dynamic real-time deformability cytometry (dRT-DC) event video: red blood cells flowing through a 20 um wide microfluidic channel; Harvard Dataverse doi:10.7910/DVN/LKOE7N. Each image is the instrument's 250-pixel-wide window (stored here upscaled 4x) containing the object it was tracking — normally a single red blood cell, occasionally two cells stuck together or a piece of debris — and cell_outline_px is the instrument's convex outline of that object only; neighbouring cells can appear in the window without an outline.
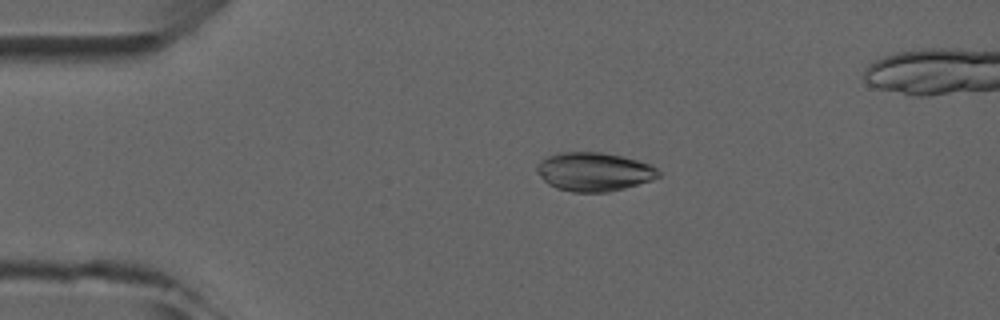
{"species": "common noctule bat (a hibernating species)", "species_latin": "Nyctalus noctula", "temperature_condition": "room temperature", "stored_images_in_passage": 4, "camera_frame_rate_fps": 3000, "um_per_image_px": 0.085, "animal": {"sex": "male", "forearm_length_mm": 52.5}, "frame": {"image": 1, "passage_image": 3, "time_ms": 2.333, "image_size_px": [1000, 320], "cell_outline_px": [[660, 176], [652, 180], [624, 188], [608, 192], [572, 192], [556, 188], [548, 184], [536, 172], [536, 164], [540, 160], [548, 156], [560, 152], [600, 152], [620, 156], [652, 164], [660, 172]], "centroid_in_image_um": [50.47, 14.6], "position_along_channel_um": 34.5, "area_um2": 27.51}}